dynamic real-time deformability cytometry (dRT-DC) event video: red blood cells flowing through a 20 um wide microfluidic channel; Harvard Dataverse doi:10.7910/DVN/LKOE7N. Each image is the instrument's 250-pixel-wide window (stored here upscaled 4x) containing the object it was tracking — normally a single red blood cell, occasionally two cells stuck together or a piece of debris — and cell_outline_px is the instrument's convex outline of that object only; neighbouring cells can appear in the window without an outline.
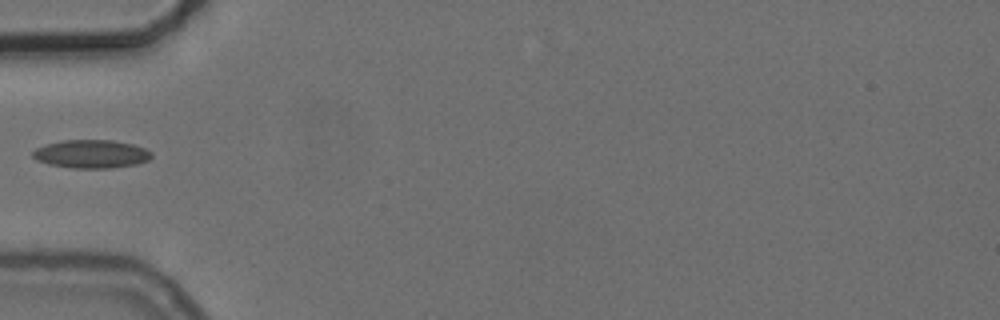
{"species": "common noctule bat (a hibernating species)", "species_latin": "Nyctalus noctula", "temperature_condition": "cold", "stored_images_in_passage": 6, "segment_of_instrument_passage": [2, 2], "camera_frame_rate_fps": 3000, "um_per_image_px": 0.085, "animal": {"sex": "female", "body_mass_g": 24.6, "forearm_length_mm": 56.2}, "frame": {"image": 1, "passage_image": 5, "time_ms": 5.667, "image_size_px": [1000, 320], "cell_outline_px": [[152, 156], [148, 160], [136, 164], [112, 168], [72, 168], [48, 164], [36, 160], [32, 156], [32, 152], [36, 148], [44, 144], [64, 140], [112, 140], [132, 144], [144, 148], [152, 152]], "centroid_in_image_um": [7.74, 13.09], "position_along_channel_um": 77.3, "area_um2": 19.65}}
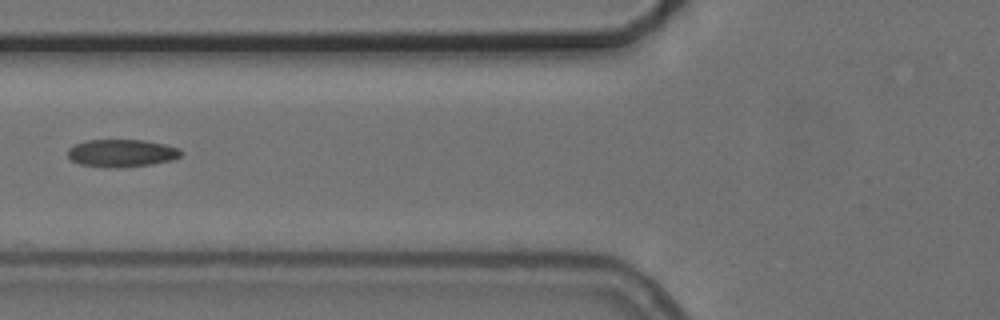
{"frame": {"image": 2, "passage_image": 6, "time_ms": 6.667, "image_size_px": [1000, 320], "cell_outline_px": [[184, 152], [180, 156], [172, 160], [152, 164], [116, 168], [104, 168], [80, 164], [72, 160], [68, 156], [68, 148], [76, 144], [88, 140], [144, 140], [164, 144], [180, 148]], "centroid_in_image_um": [10.36, 13.02], "position_along_channel_um": 115.4, "area_um2": 18.32}}